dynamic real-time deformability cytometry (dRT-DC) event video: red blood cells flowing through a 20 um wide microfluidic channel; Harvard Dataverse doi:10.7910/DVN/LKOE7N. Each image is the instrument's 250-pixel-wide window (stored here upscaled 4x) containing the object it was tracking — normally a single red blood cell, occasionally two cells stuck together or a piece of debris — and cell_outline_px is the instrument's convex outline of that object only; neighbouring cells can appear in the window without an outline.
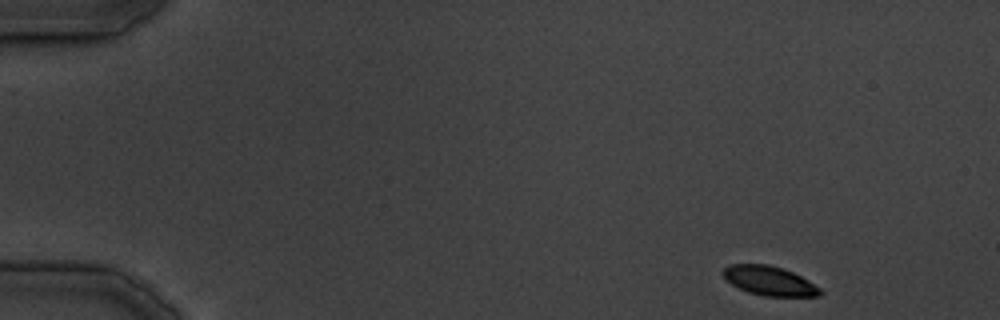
{"species": "common noctule bat (a hibernating species)", "species_latin": "Nyctalus noctula", "temperature_condition": "cold", "stored_images_in_passage": 36, "camera_frame_rate_fps": 3000, "um_per_image_px": 0.085, "animal": {"sex": "male", "body_mass_g": 19.5, "forearm_length_mm": 54.6}, "frame": {"image": 1, "passage_image": 1, "time_ms": 0.0, "image_size_px": [1000, 320], "cell_outline_px": [[824, 292], [820, 296], [764, 296], [748, 292], [732, 284], [720, 272], [728, 264], [768, 264], [784, 268], [808, 280], [820, 288]], "centroid_in_image_um": [65.4, 23.86], "position_along_channel_um": 19.6, "area_um2": 16.59}}
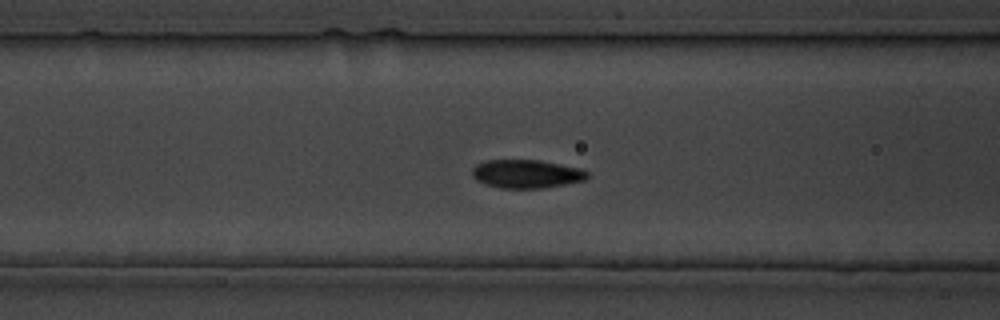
{"frame": {"image": 2, "passage_image": 14, "time_ms": 14.667, "image_size_px": [1000, 320], "cell_outline_px": [[588, 176], [584, 180], [544, 188], [500, 188], [484, 184], [476, 180], [472, 176], [472, 168], [476, 164], [484, 160], [540, 160], [580, 168], [588, 172]], "centroid_in_image_um": [44.7, 14.78], "position_along_channel_um": 121.9, "area_um2": 19.13}}
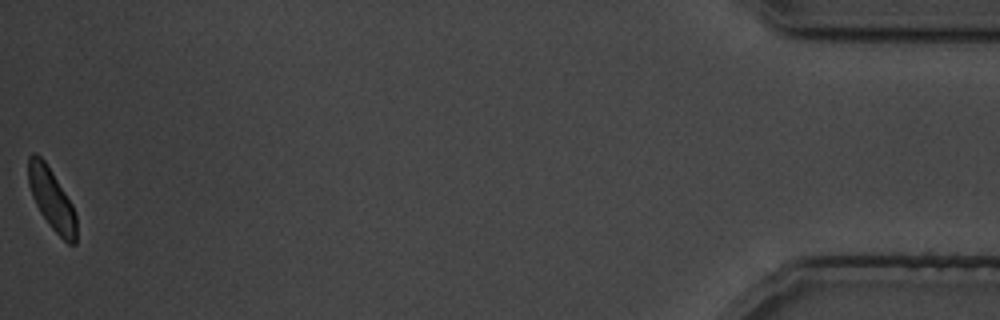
{"frame": {"image": 3, "passage_image": 36, "time_ms": 42.0, "image_size_px": [1000, 320], "cell_outline_px": [[76, 244], [68, 244], [48, 224], [40, 212], [32, 196], [28, 184], [28, 156], [32, 152], [36, 152], [44, 160], [52, 172], [72, 204], [76, 216]], "centroid_in_image_um": [4.37, 16.91], "position_along_channel_um": 430.8, "area_um2": 17.11}}